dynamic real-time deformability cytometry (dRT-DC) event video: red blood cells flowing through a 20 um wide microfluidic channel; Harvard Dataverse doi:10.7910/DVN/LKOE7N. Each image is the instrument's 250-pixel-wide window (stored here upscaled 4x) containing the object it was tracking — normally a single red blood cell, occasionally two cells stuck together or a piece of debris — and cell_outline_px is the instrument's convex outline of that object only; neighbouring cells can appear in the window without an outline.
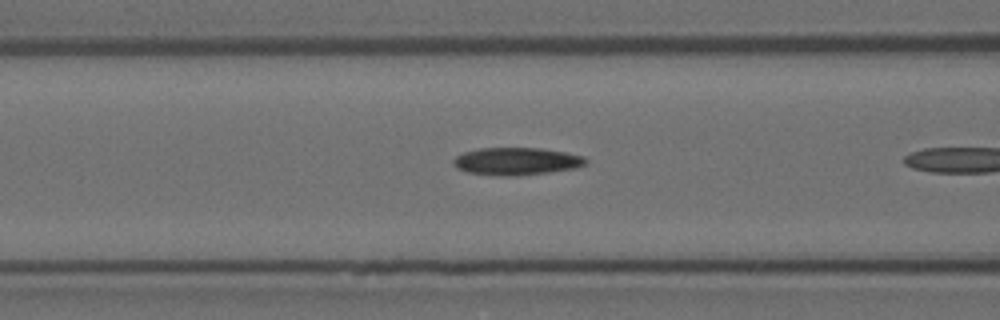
{"species": "Egyptian fruit bat (a non-hibernating species)", "species_latin": "Rousettus aegyptiacus", "temperature_condition": "room temperature", "stored_images_in_passage": 8, "camera_frame_rate_fps": 3000, "um_per_image_px": 0.085, "animal": {"sex": "female"}, "frame": {"image": 1, "passage_image": 7, "time_ms": 2.0, "image_size_px": [1000, 320], "cell_outline_px": [[588, 164], [576, 168], [520, 176], [500, 176], [468, 172], [456, 168], [452, 160], [456, 156], [464, 152], [480, 148], [540, 148], [564, 152], [584, 156], [588, 160]], "centroid_in_image_um": [43.92, 13.71], "position_along_channel_um": 122.7, "area_um2": 21.33}}